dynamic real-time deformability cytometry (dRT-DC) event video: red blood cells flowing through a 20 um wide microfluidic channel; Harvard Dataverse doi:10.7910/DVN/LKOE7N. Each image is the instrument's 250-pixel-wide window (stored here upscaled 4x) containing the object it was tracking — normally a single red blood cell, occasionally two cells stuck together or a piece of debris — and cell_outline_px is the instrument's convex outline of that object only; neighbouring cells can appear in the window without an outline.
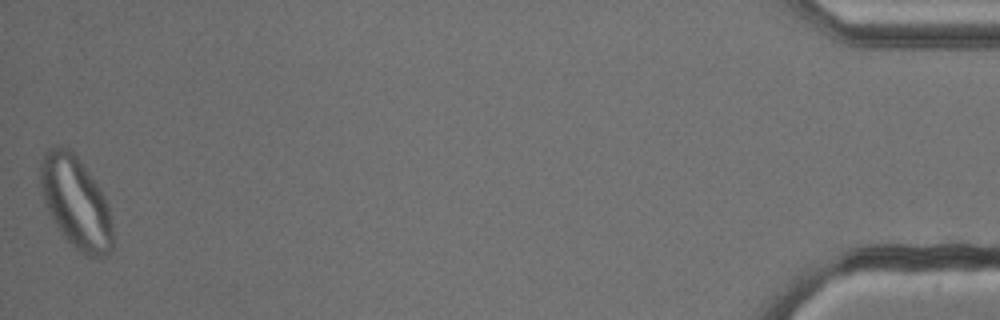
{"species": "common noctule bat (a hibernating species)", "species_latin": "Nyctalus noctula", "temperature_condition": "cold", "stored_images_in_passage": 54, "camera_frame_rate_fps": 3000, "um_per_image_px": 0.085, "animal": {"sex": "male", "body_mass_g": 13.3}, "frame": {"image": 1, "passage_image": 54, "time_ms": 17.667, "image_size_px": [1000, 320], "cell_outline_px": [[112, 248], [108, 256], [100, 260], [84, 256], [64, 236], [56, 224], [44, 204], [40, 184], [40, 164], [44, 152], [48, 148], [60, 144], [68, 148], [76, 156], [100, 188], [108, 204], [112, 224]], "centroid_in_image_um": [6.45, 17.23], "position_along_channel_um": 428.7, "area_um2": 38.9}}